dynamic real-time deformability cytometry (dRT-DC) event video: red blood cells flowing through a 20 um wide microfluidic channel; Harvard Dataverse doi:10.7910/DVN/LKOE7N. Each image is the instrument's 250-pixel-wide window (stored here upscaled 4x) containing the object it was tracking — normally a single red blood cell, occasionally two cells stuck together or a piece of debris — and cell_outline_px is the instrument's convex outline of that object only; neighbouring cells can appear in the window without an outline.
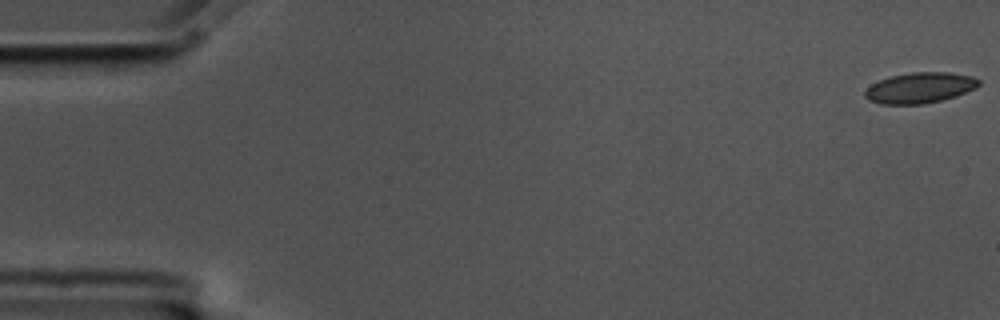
{"species": "common noctule bat (a hibernating species)", "species_latin": "Nyctalus noctula", "temperature_condition": "cold", "stored_images_in_passage": 15, "camera_frame_rate_fps": 3000, "um_per_image_px": 0.085, "animal": {"sex": "male", "body_mass_g": 17.5, "forearm_length_mm": 52.3}, "frame": {"image": 1, "passage_image": 1, "time_ms": 0.0, "image_size_px": [1000, 320], "cell_outline_px": [[980, 84], [976, 88], [956, 96], [940, 100], [920, 104], [880, 104], [868, 100], [864, 96], [864, 92], [872, 84], [880, 80], [892, 76], [912, 72], [948, 72], [972, 76], [980, 80]], "centroid_in_image_um": [78.2, 7.46], "position_along_channel_um": 6.8, "area_um2": 20.23}}
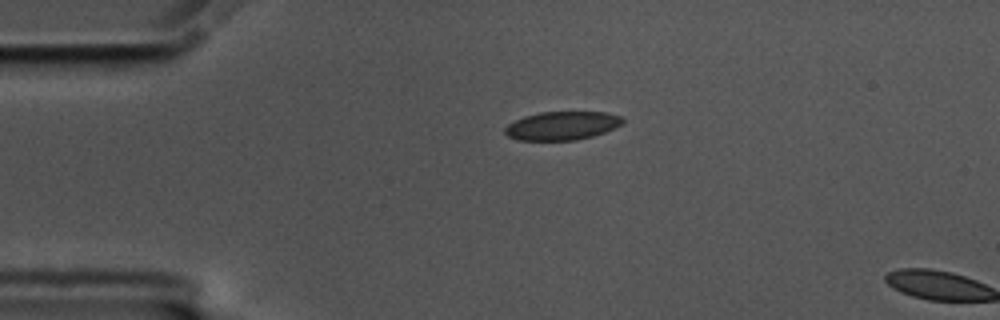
{"frame": {"image": 2, "passage_image": 13, "time_ms": 4.0, "image_size_px": [1000, 320], "cell_outline_px": [[624, 124], [616, 128], [592, 136], [576, 140], [516, 140], [508, 136], [504, 132], [504, 128], [508, 124], [524, 116], [540, 112], [608, 112], [620, 116], [624, 120]], "centroid_in_image_um": [47.79, 10.68], "position_along_channel_um": 37.2, "area_um2": 19.65}}